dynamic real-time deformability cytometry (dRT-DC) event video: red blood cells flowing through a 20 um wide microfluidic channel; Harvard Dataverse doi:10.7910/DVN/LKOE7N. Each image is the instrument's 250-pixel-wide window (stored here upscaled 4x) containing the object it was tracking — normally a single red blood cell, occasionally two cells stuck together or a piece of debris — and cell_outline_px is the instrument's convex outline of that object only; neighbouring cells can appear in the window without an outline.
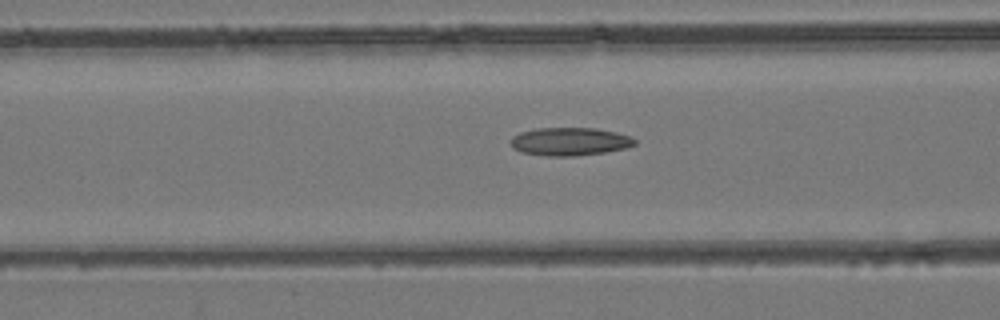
{"species": "common noctule bat (a hibernating species)", "species_latin": "Nyctalus noctula", "temperature_condition": "room temperature", "stored_images_in_passage": 49, "camera_frame_rate_fps": 3000, "um_per_image_px": 0.085, "animal": {"sex": "female", "body_mass_g": 24.6, "forearm_length_mm": 56.2}, "frame": {"image": 1, "passage_image": 20, "time_ms": 6.333, "image_size_px": [1000, 320], "cell_outline_px": [[636, 144], [628, 148], [604, 152], [576, 156], [548, 156], [520, 152], [512, 148], [512, 136], [520, 132], [536, 128], [596, 128], [616, 132], [628, 136], [636, 140]], "centroid_in_image_um": [48.43, 12.03], "position_along_channel_um": 118.2, "area_um2": 20.35}}
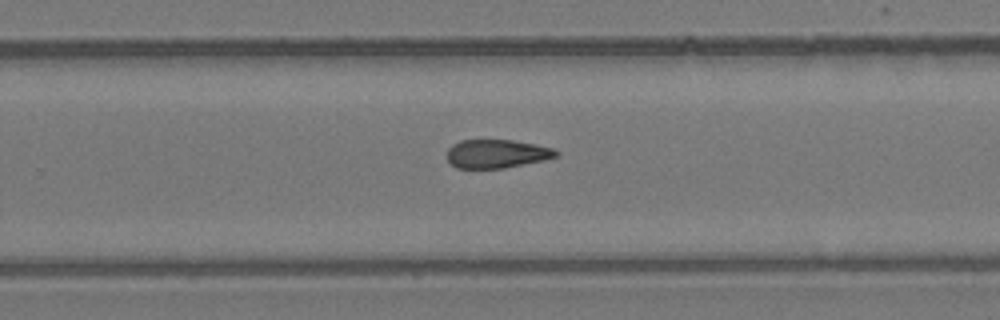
{"frame": {"image": 2, "passage_image": 32, "time_ms": 10.333, "image_size_px": [1000, 320], "cell_outline_px": [[560, 156], [544, 160], [504, 168], [456, 168], [448, 160], [448, 148], [452, 144], [460, 140], [512, 140], [536, 144], [556, 148], [560, 152]], "centroid_in_image_um": [42.28, 13.06], "position_along_channel_um": 287.5, "area_um2": 18.32}}
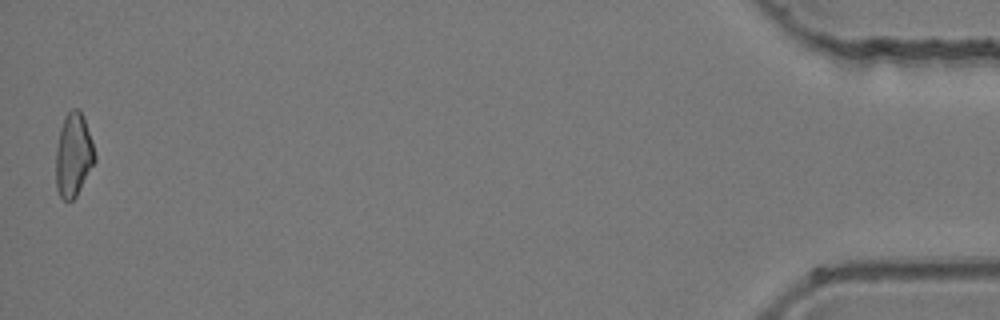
{"frame": {"image": 3, "passage_image": 49, "time_ms": 16.0, "image_size_px": [1000, 320], "cell_outline_px": [[96, 160], [76, 196], [72, 200], [64, 200], [60, 196], [56, 188], [56, 148], [60, 128], [64, 116], [72, 108], [80, 108], [84, 116], [92, 140], [96, 156]], "centroid_in_image_um": [6.25, 13.13], "position_along_channel_um": 429.0, "area_um2": 19.13}}